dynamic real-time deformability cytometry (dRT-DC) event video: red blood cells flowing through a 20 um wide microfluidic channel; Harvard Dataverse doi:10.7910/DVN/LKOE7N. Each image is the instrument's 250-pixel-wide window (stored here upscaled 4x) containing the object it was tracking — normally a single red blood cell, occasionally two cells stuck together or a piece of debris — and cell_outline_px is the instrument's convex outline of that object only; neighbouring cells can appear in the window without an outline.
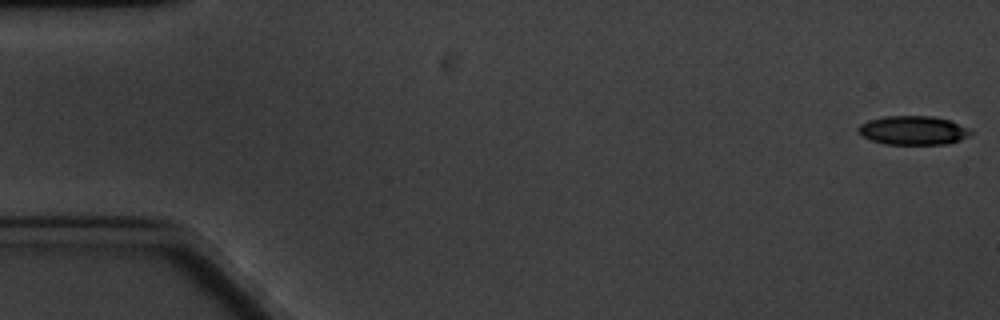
{"species": "common noctule bat (a hibernating species)", "species_latin": "Nyctalus noctula", "temperature_condition": "cold", "stored_images_in_passage": 8, "camera_frame_rate_fps": 3000, "um_per_image_px": 0.085, "animal": {"sex": "male", "body_mass_g": 20.1, "forearm_length_mm": 53.5}, "frame": {"image": 1, "passage_image": 1, "time_ms": 0.0, "image_size_px": [1000, 320], "cell_outline_px": [[972, 132], [968, 136], [960, 140], [948, 144], [884, 144], [872, 140], [864, 136], [856, 128], [860, 124], [868, 120], [884, 116], [932, 116], [948, 120], [968, 128]], "centroid_in_image_um": [77.6, 11.08], "position_along_channel_um": 7.4, "area_um2": 18.79}}
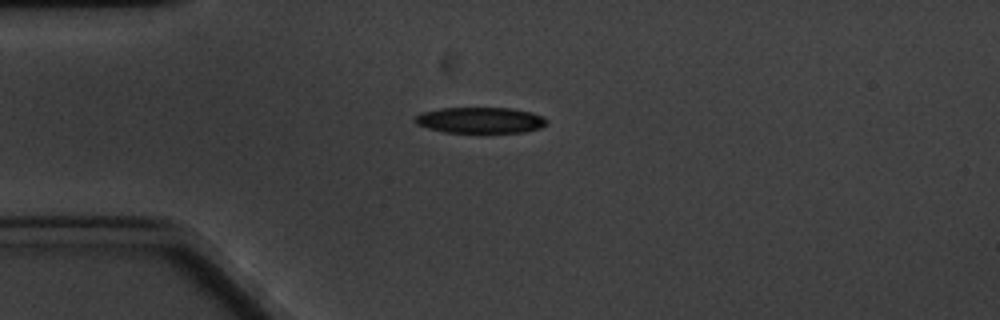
{"frame": {"image": 2, "passage_image": 5, "time_ms": 4.667, "image_size_px": [1000, 320], "cell_outline_px": [[548, 124], [540, 128], [524, 132], [444, 132], [428, 128], [416, 124], [412, 120], [420, 112], [440, 108], [512, 108], [532, 112], [544, 116], [548, 120]], "centroid_in_image_um": [40.83, 10.21], "position_along_channel_um": 44.2, "area_um2": 20.11}}